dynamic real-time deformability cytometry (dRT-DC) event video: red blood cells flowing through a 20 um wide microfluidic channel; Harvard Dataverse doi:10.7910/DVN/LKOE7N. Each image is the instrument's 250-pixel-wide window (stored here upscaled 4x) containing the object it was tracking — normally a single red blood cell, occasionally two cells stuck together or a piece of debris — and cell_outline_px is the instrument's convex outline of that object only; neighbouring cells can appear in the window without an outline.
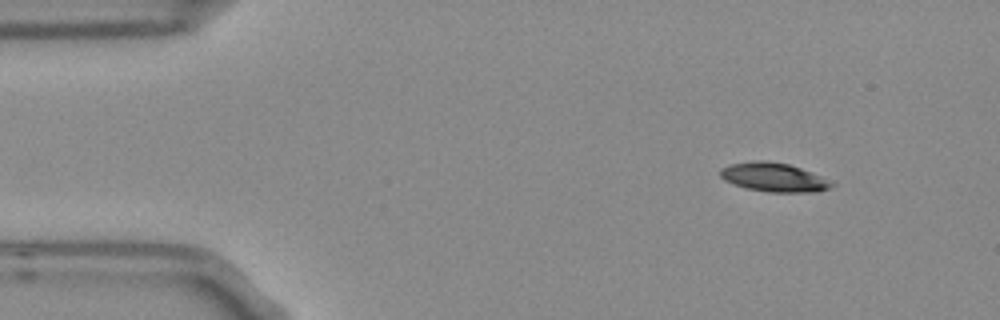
{"species": "Egyptian fruit bat (a non-hibernating species)", "species_latin": "Rousettus aegyptiacus", "temperature_condition": "room temperature", "stored_images_in_passage": 6, "camera_frame_rate_fps": 3000, "um_per_image_px": 0.085, "frame": {"image": 1, "passage_image": 1, "time_ms": 0.0, "image_size_px": [1000, 320], "cell_outline_px": [[836, 184], [832, 188], [816, 192], [768, 192], [744, 188], [732, 184], [724, 180], [720, 176], [720, 168], [728, 164], [752, 160], [764, 160], [788, 164], [812, 172]], "centroid_in_image_um": [65.74, 15.07], "position_along_channel_um": 19.3, "area_um2": 19.02}}
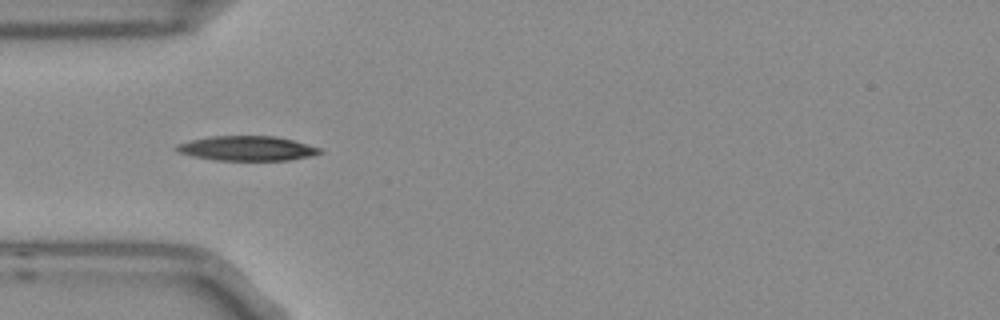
{"frame": {"image": 2, "passage_image": 4, "time_ms": 1.0, "image_size_px": [1000, 320], "cell_outline_px": [[324, 152], [312, 156], [288, 160], [216, 160], [192, 156], [180, 152], [176, 148], [176, 144], [192, 140], [212, 136], [272, 136], [292, 140], [320, 148]], "centroid_in_image_um": [21.02, 12.61], "position_along_channel_um": 64.0, "area_um2": 20.35}}
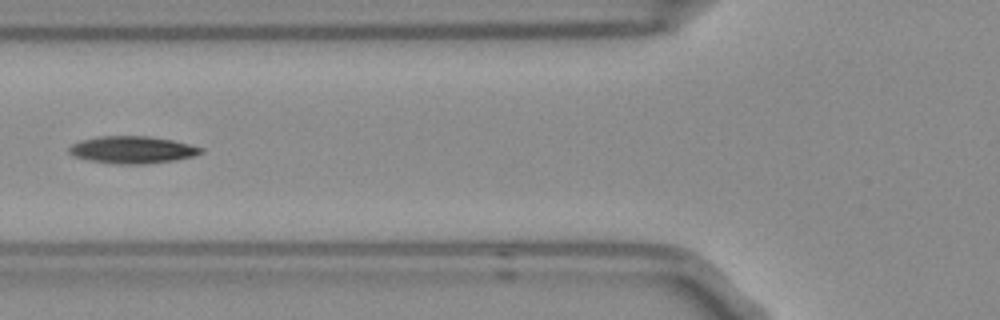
{"frame": {"image": 3, "passage_image": 5, "time_ms": 1.333, "image_size_px": [1000, 320], "cell_outline_px": [[204, 152], [192, 156], [176, 160], [144, 164], [116, 164], [88, 160], [72, 156], [68, 152], [68, 148], [72, 144], [80, 140], [100, 136], [148, 136], [172, 140], [204, 148]], "centroid_in_image_um": [11.22, 12.73], "position_along_channel_um": 114.6, "area_um2": 20.98}}